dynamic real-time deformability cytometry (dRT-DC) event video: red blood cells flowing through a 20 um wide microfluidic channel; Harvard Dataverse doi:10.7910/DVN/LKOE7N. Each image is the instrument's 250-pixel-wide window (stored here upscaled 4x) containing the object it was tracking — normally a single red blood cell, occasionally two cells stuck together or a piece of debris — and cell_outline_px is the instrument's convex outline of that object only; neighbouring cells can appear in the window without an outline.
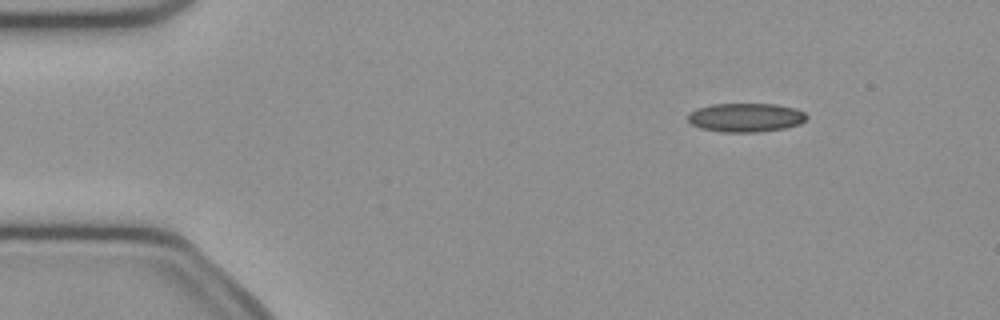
{"species": "common noctule bat (a hibernating species)", "species_latin": "Nyctalus noctula", "temperature_condition": "cold", "stored_images_in_passage": 21, "camera_frame_rate_fps": 3000, "um_per_image_px": 0.085, "animal": {"sex": "female", "body_mass_g": 21.9}, "frame": {"image": 1, "passage_image": 1, "time_ms": 0.0, "image_size_px": [1000, 320], "cell_outline_px": [[808, 116], [800, 124], [784, 128], [756, 132], [724, 132], [700, 128], [692, 124], [688, 120], [688, 112], [696, 108], [712, 104], [776, 104], [796, 108], [804, 112]], "centroid_in_image_um": [63.37, 9.98], "position_along_channel_um": 21.6, "area_um2": 20.0}}
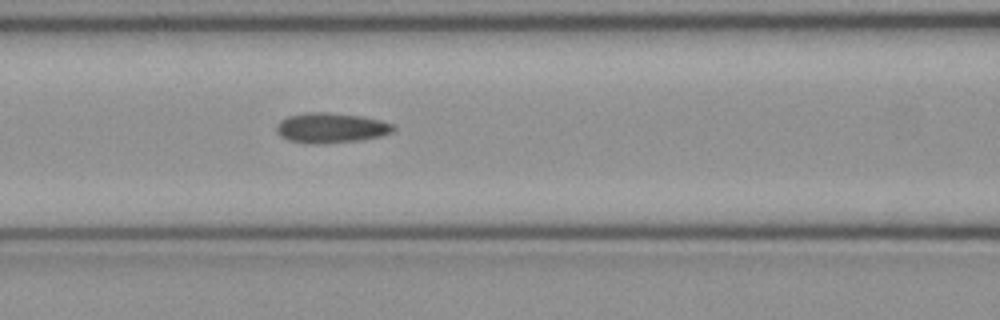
{"frame": {"image": 2, "passage_image": 16, "time_ms": 5.0, "image_size_px": [1000, 320], "cell_outline_px": [[396, 128], [392, 132], [380, 136], [360, 140], [324, 144], [304, 144], [288, 140], [280, 136], [276, 132], [276, 124], [280, 120], [288, 116], [304, 112], [328, 112], [364, 116], [380, 120], [392, 124]], "centroid_in_image_um": [28.09, 10.87], "position_along_channel_um": 138.5, "area_um2": 20.87}}
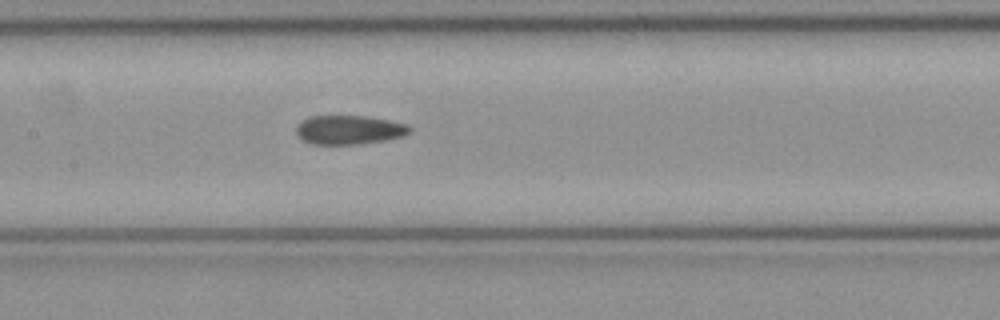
{"frame": {"image": 3, "passage_image": 19, "time_ms": 6.0, "image_size_px": [1000, 320], "cell_outline_px": [[412, 132], [404, 136], [384, 140], [360, 144], [312, 144], [300, 140], [296, 136], [296, 128], [308, 116], [364, 116], [388, 120], [408, 124], [412, 128]], "centroid_in_image_um": [29.68, 11.04], "position_along_channel_um": 177.7, "area_um2": 19.31}}